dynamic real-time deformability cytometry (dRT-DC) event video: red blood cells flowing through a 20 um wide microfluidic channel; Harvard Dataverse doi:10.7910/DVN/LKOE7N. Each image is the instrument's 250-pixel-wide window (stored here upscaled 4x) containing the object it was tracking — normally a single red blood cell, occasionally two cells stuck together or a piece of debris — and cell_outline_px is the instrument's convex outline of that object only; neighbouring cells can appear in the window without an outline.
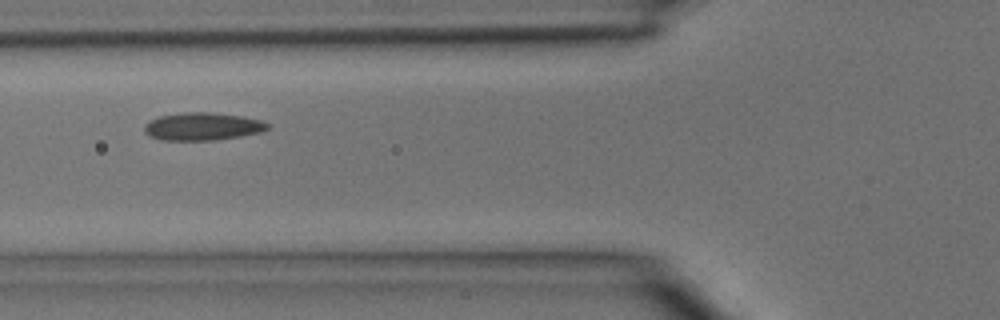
{"species": "common noctule bat (a hibernating species)", "species_latin": "Nyctalus noctula", "temperature_condition": "room temperature", "stored_images_in_passage": 6, "camera_frame_rate_fps": 3000, "um_per_image_px": 0.085, "animal": {"sex": "male", "body_mass_g": 15.6}, "frame": {"image": 1, "passage_image": 6, "time_ms": 1.667, "image_size_px": [1000, 320], "cell_outline_px": [[268, 128], [260, 132], [240, 136], [216, 140], [160, 140], [148, 136], [144, 132], [144, 124], [148, 120], [160, 116], [184, 112], [212, 112], [240, 116], [260, 120], [268, 124]], "centroid_in_image_um": [17.14, 10.75], "position_along_channel_um": 108.7, "area_um2": 19.94}}